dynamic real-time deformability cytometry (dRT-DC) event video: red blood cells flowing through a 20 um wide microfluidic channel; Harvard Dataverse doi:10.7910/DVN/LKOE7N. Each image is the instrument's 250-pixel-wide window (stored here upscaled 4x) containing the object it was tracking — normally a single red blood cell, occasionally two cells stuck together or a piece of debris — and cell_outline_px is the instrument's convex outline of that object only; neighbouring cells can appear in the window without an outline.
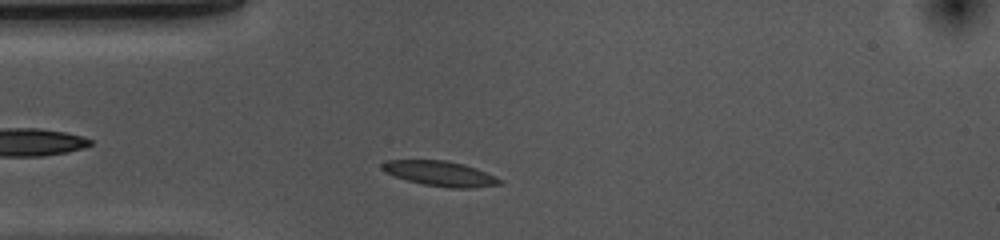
{"species": "common noctule bat (a hibernating species)", "species_latin": "Nyctalus noctula", "temperature_condition": "cold", "stored_images_in_passage": 41, "camera_frame_rate_fps": 3000, "um_per_image_px": 0.085, "animal": {"sex": "female", "body_mass_g": 10.0, "forearm_length_mm": 53.1}, "frame": {"image": 1, "passage_image": 4, "time_ms": 1.0, "image_size_px": [1000, 240], "cell_outline_px": [[504, 180], [500, 184], [472, 188], [448, 188], [424, 184], [408, 180], [384, 172], [380, 168], [380, 164], [388, 160], [444, 160], [464, 164], [476, 168], [496, 176]], "centroid_in_image_um": [37.42, 14.75], "position_along_channel_um": 47.6, "area_um2": 17.17}}
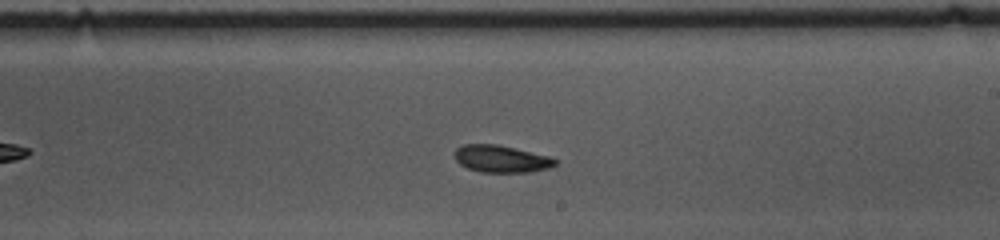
{"frame": {"image": 2, "passage_image": 21, "time_ms": 6.667, "image_size_px": [1000, 240], "cell_outline_px": [[560, 160], [556, 164], [548, 168], [532, 172], [480, 172], [468, 168], [460, 164], [456, 160], [456, 148], [464, 144], [496, 144], [548, 156]], "centroid_in_image_um": [42.62, 13.51], "position_along_channel_um": 246.4, "area_um2": 15.78}}
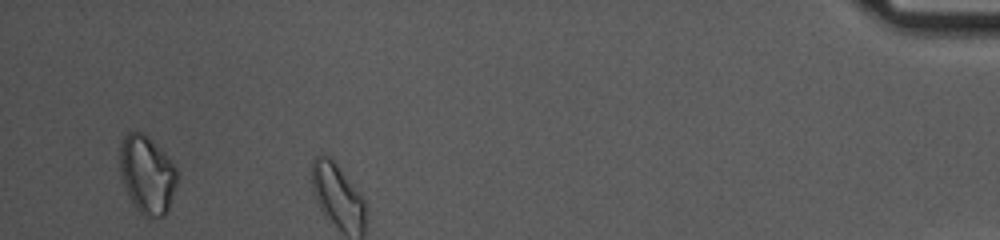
{"frame": {"image": 3, "passage_image": 39, "time_ms": 12.667, "image_size_px": [1000, 240], "cell_outline_px": [[176, 184], [168, 208], [164, 216], [144, 216], [132, 204], [124, 188], [120, 176], [120, 140], [128, 132], [140, 132], [148, 136], [168, 156], [176, 168]], "centroid_in_image_um": [12.46, 14.82], "position_along_channel_um": 422.7, "area_um2": 25.95}, "authors_computed_cell_mechanics": {"area_um2": 16.3574, "velocity_mm_per_s": 3.6471, "shape_relaxation_time_tau1_ms": 7.0767, "shape_relaxation_time_tau2_ms": null, "deformation_change_tau1": 0.1344, "deformation_change_tau2": null}}